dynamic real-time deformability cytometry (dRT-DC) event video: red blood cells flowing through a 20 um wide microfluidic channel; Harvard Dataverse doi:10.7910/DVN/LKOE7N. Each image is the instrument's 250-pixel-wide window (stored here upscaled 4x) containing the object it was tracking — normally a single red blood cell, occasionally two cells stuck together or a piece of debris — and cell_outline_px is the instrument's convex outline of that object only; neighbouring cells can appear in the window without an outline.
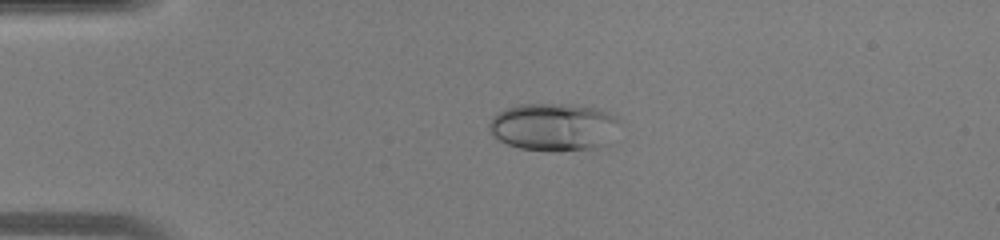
{"species": "human", "species_latin": "Homo sapiens", "temperature_condition": "warm", "stored_images_in_passage": 36, "camera_frame_rate_fps": 3000, "um_per_image_px": 0.085, "donor": {"sex": "male"}, "frame": {"image": 1, "passage_image": 2, "time_ms": 0.333, "image_size_px": [1000, 240], "cell_outline_px": [[620, 120], [612, 144], [608, 148], [520, 148], [508, 144], [492, 136], [488, 128], [488, 124], [492, 116], [496, 112], [516, 104], [568, 104], [600, 108], [616, 116]], "centroid_in_image_um": [47.11, 10.75], "position_along_channel_um": 37.9, "area_um2": 36.3}}
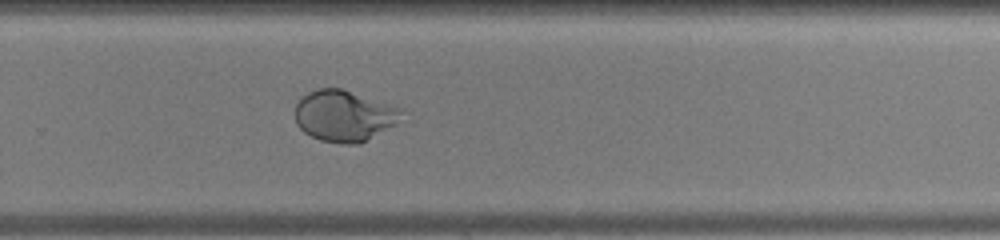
{"frame": {"image": 2, "passage_image": 22, "time_ms": 7.0, "image_size_px": [1000, 240], "cell_outline_px": [[404, 108], [396, 124], [356, 144], [344, 144], [320, 140], [304, 132], [296, 124], [296, 104], [308, 92], [320, 88], [340, 88]], "centroid_in_image_um": [29.24, 9.83], "position_along_channel_um": 300.6, "area_um2": 31.33}}
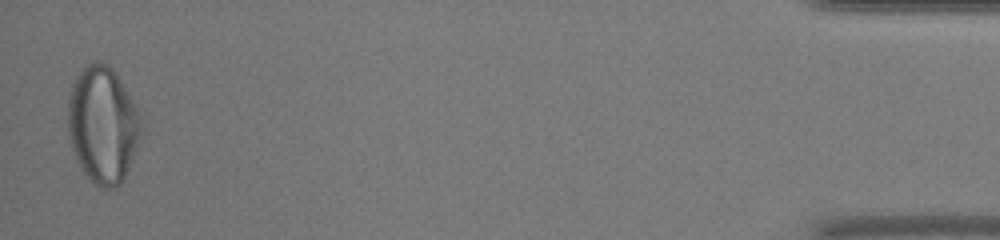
{"frame": {"image": 3, "passage_image": 36, "time_ms": 11.667, "image_size_px": [1000, 240], "cell_outline_px": [[140, 132], [124, 180], [116, 188], [100, 188], [92, 184], [80, 168], [76, 160], [68, 136], [68, 100], [72, 84], [80, 68], [92, 60], [96, 60], [112, 68], [120, 80], [132, 100], [136, 108], [140, 128]], "centroid_in_image_um": [8.67, 10.62], "position_along_channel_um": 426.5, "area_um2": 49.48}}